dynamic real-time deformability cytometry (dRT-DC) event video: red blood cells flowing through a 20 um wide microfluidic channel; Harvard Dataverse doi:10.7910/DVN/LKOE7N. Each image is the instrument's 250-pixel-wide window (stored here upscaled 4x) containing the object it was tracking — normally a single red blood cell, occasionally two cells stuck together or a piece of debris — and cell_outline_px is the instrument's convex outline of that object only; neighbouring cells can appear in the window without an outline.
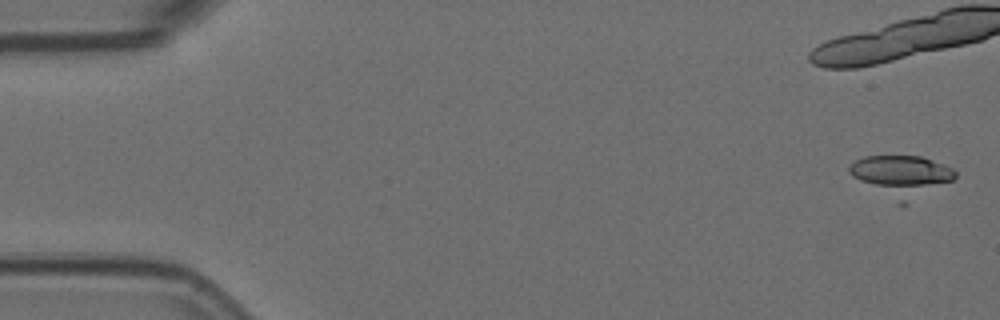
{"species": "Egyptian fruit bat (a non-hibernating species)", "species_latin": "Rousettus aegyptiacus", "temperature_condition": "room temperature", "stored_images_in_passage": 8, "camera_frame_rate_fps": 3000, "um_per_image_px": 0.085, "animal": {"sex": "female"}, "frame": {"image": 1, "passage_image": 1, "time_ms": 0.0, "image_size_px": [1000, 320], "cell_outline_px": [[956, 176], [952, 180], [904, 204], [896, 204], [852, 176], [848, 172], [848, 168], [856, 160], [864, 156], [920, 156], [944, 164], [952, 168], [956, 172]], "centroid_in_image_um": [76.6, 14.95], "position_along_channel_um": 8.4, "area_um2": 24.97}}
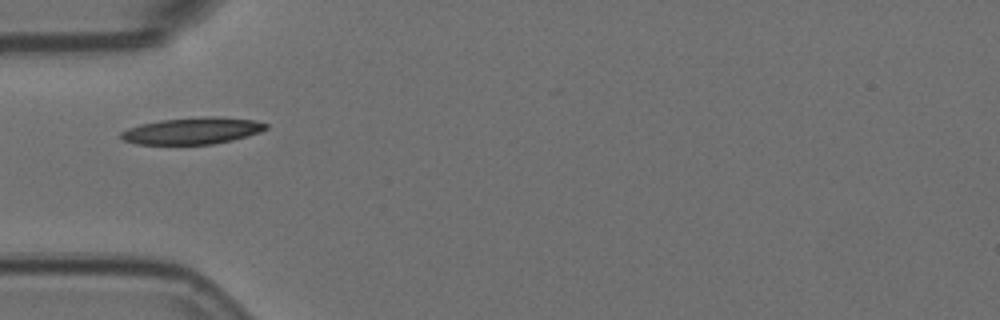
{"frame": {"image": 2, "passage_image": 7, "time_ms": 2.0, "image_size_px": [1000, 320], "cell_outline_px": [[268, 128], [260, 132], [232, 140], [212, 144], [136, 144], [120, 140], [120, 132], [128, 128], [140, 124], [160, 120], [204, 116], [212, 116], [256, 120], [268, 124]], "centroid_in_image_um": [16.33, 11.11], "position_along_channel_um": 68.7, "area_um2": 22.66}}
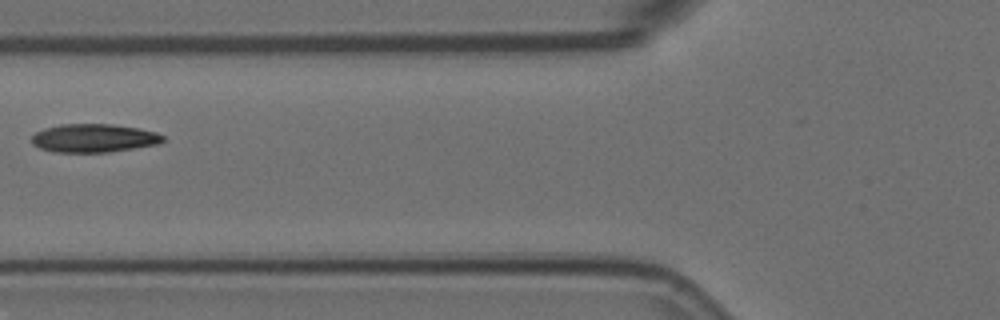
{"frame": {"image": 3, "passage_image": 8, "time_ms": 2.333, "image_size_px": [1000, 320], "cell_outline_px": [[164, 140], [160, 144], [108, 152], [56, 152], [40, 148], [32, 144], [32, 136], [36, 132], [44, 128], [60, 124], [112, 124], [140, 128], [156, 132], [164, 136]], "centroid_in_image_um": [7.99, 11.73], "position_along_channel_um": 117.8, "area_um2": 21.79}}